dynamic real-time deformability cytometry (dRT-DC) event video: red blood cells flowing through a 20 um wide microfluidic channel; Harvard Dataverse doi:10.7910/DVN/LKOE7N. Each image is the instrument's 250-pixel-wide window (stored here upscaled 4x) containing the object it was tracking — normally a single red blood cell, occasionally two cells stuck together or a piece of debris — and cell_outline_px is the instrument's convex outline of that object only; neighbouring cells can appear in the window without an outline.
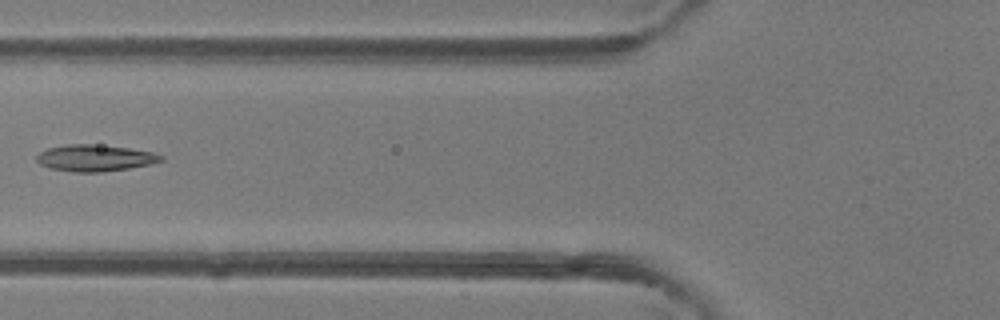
{"species": "common noctule bat (a hibernating species)", "species_latin": "Nyctalus noctula", "temperature_condition": "room temperature", "stored_images_in_passage": 6, "camera_frame_rate_fps": 3000, "um_per_image_px": 0.085, "animal": {"sex": "female"}, "frame": {"image": 1, "passage_image": 5, "time_ms": 1.333, "image_size_px": [1000, 320], "cell_outline_px": [[164, 160], [148, 164], [128, 168], [100, 172], [72, 172], [48, 168], [40, 164], [36, 160], [36, 156], [40, 152], [48, 148], [68, 144], [92, 144], [128, 148], [152, 152], [164, 156]], "centroid_in_image_um": [8.03, 13.43], "position_along_channel_um": 117.8, "area_um2": 19.13}}
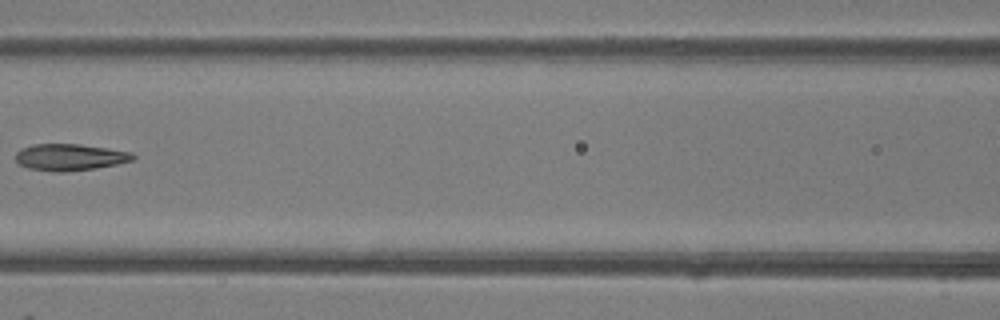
{"frame": {"image": 2, "passage_image": 6, "time_ms": 1.667, "image_size_px": [1000, 320], "cell_outline_px": [[136, 156], [132, 160], [116, 164], [96, 168], [64, 172], [56, 172], [28, 168], [16, 164], [16, 152], [20, 148], [32, 144], [80, 144], [132, 152]], "centroid_in_image_um": [5.89, 13.36], "position_along_channel_um": 160.7, "area_um2": 18.32}}